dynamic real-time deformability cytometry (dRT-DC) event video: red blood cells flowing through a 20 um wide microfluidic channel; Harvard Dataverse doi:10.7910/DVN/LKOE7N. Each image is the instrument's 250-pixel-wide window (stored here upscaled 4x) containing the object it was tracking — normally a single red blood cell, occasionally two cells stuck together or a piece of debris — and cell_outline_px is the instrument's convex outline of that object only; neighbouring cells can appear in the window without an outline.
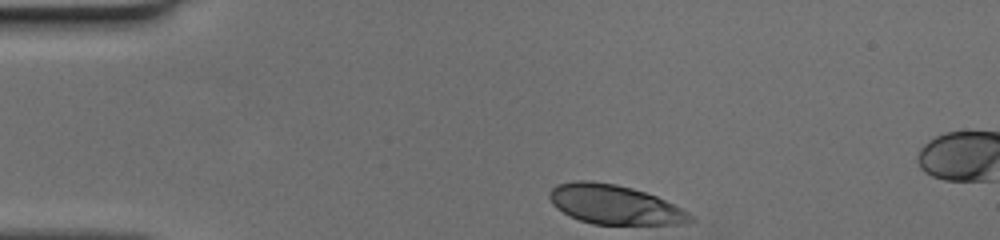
{"species": "human", "species_latin": "Homo sapiens", "temperature_condition": "cold", "stored_images_in_passage": 31, "camera_frame_rate_fps": 3000, "um_per_image_px": 0.085, "donor": {"sex": "female"}, "frame": {"image": 1, "passage_image": 1, "time_ms": 0.0, "image_size_px": [1000, 240], "cell_outline_px": [[696, 220], [676, 224], [592, 224], [580, 220], [556, 208], [552, 204], [548, 196], [548, 192], [556, 184], [576, 180], [592, 180], [616, 184], [632, 188], [656, 196], [688, 212]], "centroid_in_image_um": [52.19, 17.37], "position_along_channel_um": 32.8, "area_um2": 32.14}}
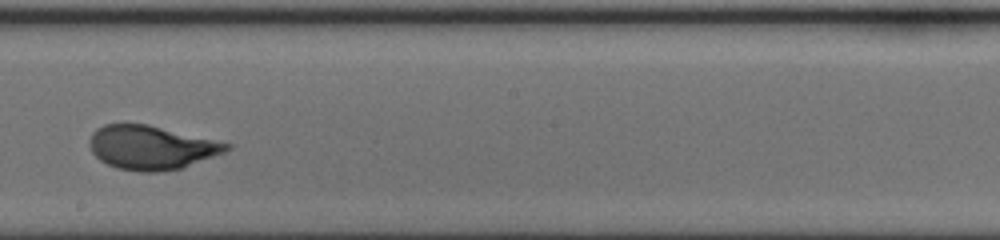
{"frame": {"image": 2, "passage_image": 20, "time_ms": 6.333, "image_size_px": [1000, 240], "cell_outline_px": [[232, 148], [224, 152], [180, 168], [160, 172], [140, 172], [116, 168], [100, 160], [92, 152], [88, 144], [88, 140], [92, 132], [96, 128], [104, 124], [148, 124], [232, 144]], "centroid_in_image_um": [12.81, 12.53], "position_along_channel_um": 235.4, "area_um2": 34.97}}
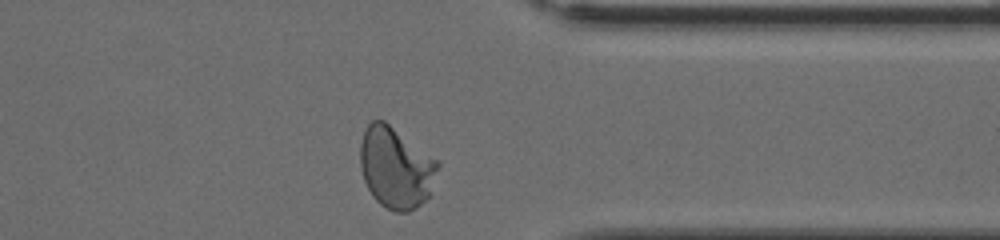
{"frame": {"image": 3, "passage_image": 31, "time_ms": 10.0, "image_size_px": [1000, 240], "cell_outline_px": [[440, 164], [428, 196], [416, 208], [408, 212], [396, 212], [380, 204], [372, 196], [364, 180], [360, 168], [360, 144], [364, 132], [368, 124], [372, 120], [384, 120], [440, 160]], "centroid_in_image_um": [33.65, 14.23], "position_along_channel_um": 377.7, "area_um2": 36.88}}